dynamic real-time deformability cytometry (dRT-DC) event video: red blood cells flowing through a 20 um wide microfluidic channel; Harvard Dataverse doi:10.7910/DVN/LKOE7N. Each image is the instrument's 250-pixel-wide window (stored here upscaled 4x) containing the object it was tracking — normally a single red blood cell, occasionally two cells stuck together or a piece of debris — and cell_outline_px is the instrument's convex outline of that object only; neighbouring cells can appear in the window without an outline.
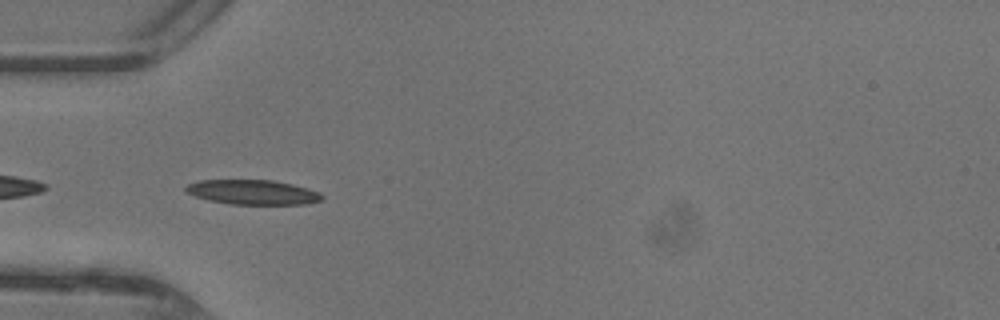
{"species": "common noctule bat (a hibernating species)", "species_latin": "Nyctalus noctula", "temperature_condition": "warm", "stored_images_in_passage": 33, "camera_frame_rate_fps": 3000, "um_per_image_px": 0.085, "animal": {"sex": "female"}, "frame": {"image": 1, "passage_image": 1, "time_ms": 0.0, "image_size_px": [1000, 320], "cell_outline_px": [[324, 200], [304, 204], [232, 204], [208, 200], [196, 196], [188, 192], [184, 188], [188, 184], [200, 180], [272, 180], [292, 184], [308, 188], [320, 192], [324, 196]], "centroid_in_image_um": [21.53, 16.33], "position_along_channel_um": 63.5, "area_um2": 19.54}}
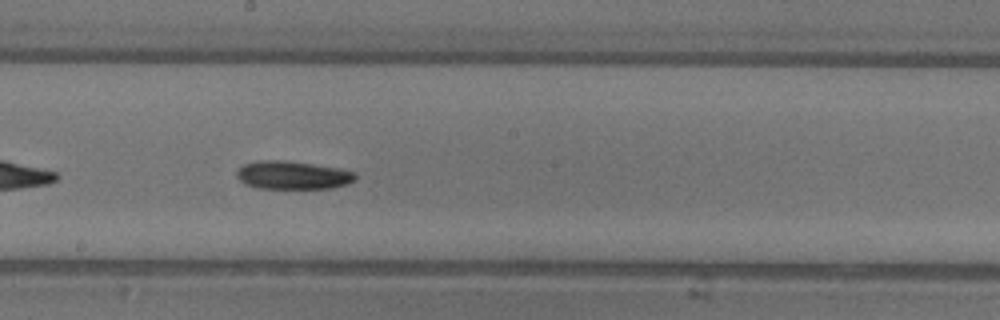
{"frame": {"image": 2, "passage_image": 12, "time_ms": 3.667, "image_size_px": [1000, 320], "cell_outline_px": [[356, 180], [348, 184], [332, 188], [256, 188], [244, 184], [236, 176], [236, 172], [244, 164], [256, 160], [284, 160], [340, 168], [352, 172], [356, 176]], "centroid_in_image_um": [24.86, 14.89], "position_along_channel_um": 223.3, "area_um2": 19.54}}
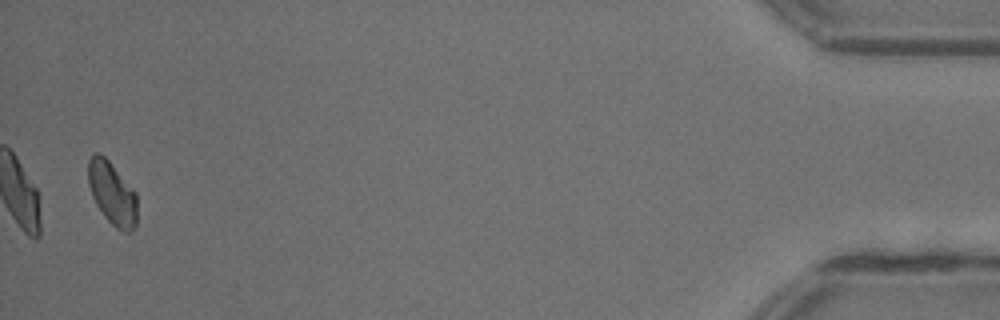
{"frame": {"image": 3, "passage_image": 32, "time_ms": 10.333, "image_size_px": [1000, 320], "cell_outline_px": [[136, 228], [132, 232], [124, 232], [116, 228], [104, 216], [96, 204], [92, 196], [88, 184], [88, 160], [96, 152], [100, 152], [108, 160], [136, 192]], "centroid_in_image_um": [9.53, 16.45], "position_along_channel_um": 425.7, "area_um2": 17.98}, "authors_computed_cell_mechanics": {"area_um2": 18.6116, "velocity_mm_per_s": 4.3898, "shape_relaxation_time_tau1_ms": 6.4633, "shape_relaxation_time_tau2_ms": null, "deformation_change_tau1": 0.1512, "deformation_change_tau2": null}}